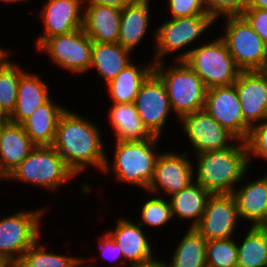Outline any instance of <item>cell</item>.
<instances>
[{"instance_id": "cell-1", "label": "cell", "mask_w": 267, "mask_h": 267, "mask_svg": "<svg viewBox=\"0 0 267 267\" xmlns=\"http://www.w3.org/2000/svg\"><path fill=\"white\" fill-rule=\"evenodd\" d=\"M98 125L70 109L59 119L52 146L77 177L91 167L99 172L104 168L108 153Z\"/></svg>"}, {"instance_id": "cell-2", "label": "cell", "mask_w": 267, "mask_h": 267, "mask_svg": "<svg viewBox=\"0 0 267 267\" xmlns=\"http://www.w3.org/2000/svg\"><path fill=\"white\" fill-rule=\"evenodd\" d=\"M194 181L211 195L232 194L249 169V151L245 141L233 147L194 155ZM249 170V171H248Z\"/></svg>"}, {"instance_id": "cell-3", "label": "cell", "mask_w": 267, "mask_h": 267, "mask_svg": "<svg viewBox=\"0 0 267 267\" xmlns=\"http://www.w3.org/2000/svg\"><path fill=\"white\" fill-rule=\"evenodd\" d=\"M160 137L154 136L145 141H115L113 155L106 156L101 174L112 172L115 182L139 187L147 192L153 180L155 165L161 151L158 150ZM159 144V145H158ZM159 151V152H158Z\"/></svg>"}, {"instance_id": "cell-4", "label": "cell", "mask_w": 267, "mask_h": 267, "mask_svg": "<svg viewBox=\"0 0 267 267\" xmlns=\"http://www.w3.org/2000/svg\"><path fill=\"white\" fill-rule=\"evenodd\" d=\"M161 22L151 35L155 41L152 43L155 48L151 60L153 63L166 62V57L174 53V61H183L193 49L192 45L194 46L198 41H200L199 44L203 43L200 38L207 35L206 32L216 23L210 15L168 18Z\"/></svg>"}, {"instance_id": "cell-5", "label": "cell", "mask_w": 267, "mask_h": 267, "mask_svg": "<svg viewBox=\"0 0 267 267\" xmlns=\"http://www.w3.org/2000/svg\"><path fill=\"white\" fill-rule=\"evenodd\" d=\"M167 63H154V72L166 87L175 118L204 109L207 88L201 78L184 61Z\"/></svg>"}, {"instance_id": "cell-6", "label": "cell", "mask_w": 267, "mask_h": 267, "mask_svg": "<svg viewBox=\"0 0 267 267\" xmlns=\"http://www.w3.org/2000/svg\"><path fill=\"white\" fill-rule=\"evenodd\" d=\"M74 178L76 175L53 146H36L5 180L33 185L56 194L61 186Z\"/></svg>"}, {"instance_id": "cell-7", "label": "cell", "mask_w": 267, "mask_h": 267, "mask_svg": "<svg viewBox=\"0 0 267 267\" xmlns=\"http://www.w3.org/2000/svg\"><path fill=\"white\" fill-rule=\"evenodd\" d=\"M192 47L183 60L203 81L206 88L234 85L240 73L224 40L218 35Z\"/></svg>"}, {"instance_id": "cell-8", "label": "cell", "mask_w": 267, "mask_h": 267, "mask_svg": "<svg viewBox=\"0 0 267 267\" xmlns=\"http://www.w3.org/2000/svg\"><path fill=\"white\" fill-rule=\"evenodd\" d=\"M224 32L219 36L226 43L236 66L241 71L267 70V44L241 16H225Z\"/></svg>"}, {"instance_id": "cell-9", "label": "cell", "mask_w": 267, "mask_h": 267, "mask_svg": "<svg viewBox=\"0 0 267 267\" xmlns=\"http://www.w3.org/2000/svg\"><path fill=\"white\" fill-rule=\"evenodd\" d=\"M20 209L0 219V254L16 264L25 251L42 236V222L48 209ZM41 228V229H40Z\"/></svg>"}, {"instance_id": "cell-10", "label": "cell", "mask_w": 267, "mask_h": 267, "mask_svg": "<svg viewBox=\"0 0 267 267\" xmlns=\"http://www.w3.org/2000/svg\"><path fill=\"white\" fill-rule=\"evenodd\" d=\"M93 41L83 28L66 35L48 38L38 49L45 52L58 68L70 74H86L91 64Z\"/></svg>"}, {"instance_id": "cell-11", "label": "cell", "mask_w": 267, "mask_h": 267, "mask_svg": "<svg viewBox=\"0 0 267 267\" xmlns=\"http://www.w3.org/2000/svg\"><path fill=\"white\" fill-rule=\"evenodd\" d=\"M186 140L193 148L194 155L207 151L222 150L233 147L239 139L222 127L204 109L186 114L179 120Z\"/></svg>"}, {"instance_id": "cell-12", "label": "cell", "mask_w": 267, "mask_h": 267, "mask_svg": "<svg viewBox=\"0 0 267 267\" xmlns=\"http://www.w3.org/2000/svg\"><path fill=\"white\" fill-rule=\"evenodd\" d=\"M190 152L191 150L189 152L184 150L162 152L157 159L154 177L147 193L168 198L192 184L194 182L193 164L195 163L188 155Z\"/></svg>"}, {"instance_id": "cell-13", "label": "cell", "mask_w": 267, "mask_h": 267, "mask_svg": "<svg viewBox=\"0 0 267 267\" xmlns=\"http://www.w3.org/2000/svg\"><path fill=\"white\" fill-rule=\"evenodd\" d=\"M139 117L147 129L162 137L170 114H173L167 90L160 77L153 71L141 85L135 98Z\"/></svg>"}, {"instance_id": "cell-14", "label": "cell", "mask_w": 267, "mask_h": 267, "mask_svg": "<svg viewBox=\"0 0 267 267\" xmlns=\"http://www.w3.org/2000/svg\"><path fill=\"white\" fill-rule=\"evenodd\" d=\"M237 203L232 194L211 195L200 222L194 227L207 241L235 237L239 221ZM236 231V232H235Z\"/></svg>"}, {"instance_id": "cell-15", "label": "cell", "mask_w": 267, "mask_h": 267, "mask_svg": "<svg viewBox=\"0 0 267 267\" xmlns=\"http://www.w3.org/2000/svg\"><path fill=\"white\" fill-rule=\"evenodd\" d=\"M204 110L240 141H247L251 127L244 121L235 85L207 89Z\"/></svg>"}, {"instance_id": "cell-16", "label": "cell", "mask_w": 267, "mask_h": 267, "mask_svg": "<svg viewBox=\"0 0 267 267\" xmlns=\"http://www.w3.org/2000/svg\"><path fill=\"white\" fill-rule=\"evenodd\" d=\"M84 2L85 0H46L39 15L44 30L36 37L35 49L50 37L66 35L82 28Z\"/></svg>"}, {"instance_id": "cell-17", "label": "cell", "mask_w": 267, "mask_h": 267, "mask_svg": "<svg viewBox=\"0 0 267 267\" xmlns=\"http://www.w3.org/2000/svg\"><path fill=\"white\" fill-rule=\"evenodd\" d=\"M234 85L244 121L252 128L267 117V70L240 71Z\"/></svg>"}, {"instance_id": "cell-18", "label": "cell", "mask_w": 267, "mask_h": 267, "mask_svg": "<svg viewBox=\"0 0 267 267\" xmlns=\"http://www.w3.org/2000/svg\"><path fill=\"white\" fill-rule=\"evenodd\" d=\"M121 217L117 218L114 230L108 229L107 232L121 247L125 262L132 265L155 257V249L152 248L153 243H151L153 239L148 236V232L129 218L122 215Z\"/></svg>"}, {"instance_id": "cell-19", "label": "cell", "mask_w": 267, "mask_h": 267, "mask_svg": "<svg viewBox=\"0 0 267 267\" xmlns=\"http://www.w3.org/2000/svg\"><path fill=\"white\" fill-rule=\"evenodd\" d=\"M121 10L113 6L84 3L82 28L93 42L117 43Z\"/></svg>"}, {"instance_id": "cell-20", "label": "cell", "mask_w": 267, "mask_h": 267, "mask_svg": "<svg viewBox=\"0 0 267 267\" xmlns=\"http://www.w3.org/2000/svg\"><path fill=\"white\" fill-rule=\"evenodd\" d=\"M44 80L38 73L28 72V69L21 75L16 107L10 115L11 122L22 124L52 97L50 85Z\"/></svg>"}, {"instance_id": "cell-21", "label": "cell", "mask_w": 267, "mask_h": 267, "mask_svg": "<svg viewBox=\"0 0 267 267\" xmlns=\"http://www.w3.org/2000/svg\"><path fill=\"white\" fill-rule=\"evenodd\" d=\"M35 147L22 124L8 121L4 125L0 135V173L5 179Z\"/></svg>"}, {"instance_id": "cell-22", "label": "cell", "mask_w": 267, "mask_h": 267, "mask_svg": "<svg viewBox=\"0 0 267 267\" xmlns=\"http://www.w3.org/2000/svg\"><path fill=\"white\" fill-rule=\"evenodd\" d=\"M248 174L245 175L247 182L243 178L232 195L237 203L240 221L245 223L246 220L249 226H255L261 220L267 203V173L264 172L263 176H258L253 181L248 179Z\"/></svg>"}, {"instance_id": "cell-23", "label": "cell", "mask_w": 267, "mask_h": 267, "mask_svg": "<svg viewBox=\"0 0 267 267\" xmlns=\"http://www.w3.org/2000/svg\"><path fill=\"white\" fill-rule=\"evenodd\" d=\"M108 123L113 130L114 141H145L154 135L138 115L135 103H112L107 109Z\"/></svg>"}, {"instance_id": "cell-24", "label": "cell", "mask_w": 267, "mask_h": 267, "mask_svg": "<svg viewBox=\"0 0 267 267\" xmlns=\"http://www.w3.org/2000/svg\"><path fill=\"white\" fill-rule=\"evenodd\" d=\"M150 1L142 0L130 4L121 10L118 42L121 46L130 51L138 49L137 46L144 41L147 31L150 28L151 12Z\"/></svg>"}, {"instance_id": "cell-25", "label": "cell", "mask_w": 267, "mask_h": 267, "mask_svg": "<svg viewBox=\"0 0 267 267\" xmlns=\"http://www.w3.org/2000/svg\"><path fill=\"white\" fill-rule=\"evenodd\" d=\"M52 98L22 123L24 131L36 146H52L59 119L67 110Z\"/></svg>"}, {"instance_id": "cell-26", "label": "cell", "mask_w": 267, "mask_h": 267, "mask_svg": "<svg viewBox=\"0 0 267 267\" xmlns=\"http://www.w3.org/2000/svg\"><path fill=\"white\" fill-rule=\"evenodd\" d=\"M133 53L119 43L93 42L90 69L96 70L98 77L106 85L130 65Z\"/></svg>"}, {"instance_id": "cell-27", "label": "cell", "mask_w": 267, "mask_h": 267, "mask_svg": "<svg viewBox=\"0 0 267 267\" xmlns=\"http://www.w3.org/2000/svg\"><path fill=\"white\" fill-rule=\"evenodd\" d=\"M138 64L134 61L104 86L111 103H133L141 85L154 71V63Z\"/></svg>"}, {"instance_id": "cell-28", "label": "cell", "mask_w": 267, "mask_h": 267, "mask_svg": "<svg viewBox=\"0 0 267 267\" xmlns=\"http://www.w3.org/2000/svg\"><path fill=\"white\" fill-rule=\"evenodd\" d=\"M211 194L195 181L179 192L168 197L173 219L189 221L188 228H194L203 216ZM175 217V218H174Z\"/></svg>"}, {"instance_id": "cell-29", "label": "cell", "mask_w": 267, "mask_h": 267, "mask_svg": "<svg viewBox=\"0 0 267 267\" xmlns=\"http://www.w3.org/2000/svg\"><path fill=\"white\" fill-rule=\"evenodd\" d=\"M186 230L170 254L172 258L167 267H207V240L195 228L187 227Z\"/></svg>"}, {"instance_id": "cell-30", "label": "cell", "mask_w": 267, "mask_h": 267, "mask_svg": "<svg viewBox=\"0 0 267 267\" xmlns=\"http://www.w3.org/2000/svg\"><path fill=\"white\" fill-rule=\"evenodd\" d=\"M248 227L243 239L237 240V267H267V231Z\"/></svg>"}, {"instance_id": "cell-31", "label": "cell", "mask_w": 267, "mask_h": 267, "mask_svg": "<svg viewBox=\"0 0 267 267\" xmlns=\"http://www.w3.org/2000/svg\"><path fill=\"white\" fill-rule=\"evenodd\" d=\"M13 51L0 60V105L9 116L16 107L18 85L21 75L26 71L23 66L10 60Z\"/></svg>"}, {"instance_id": "cell-32", "label": "cell", "mask_w": 267, "mask_h": 267, "mask_svg": "<svg viewBox=\"0 0 267 267\" xmlns=\"http://www.w3.org/2000/svg\"><path fill=\"white\" fill-rule=\"evenodd\" d=\"M40 240L25 251L16 267H69L77 258L73 254L63 255L50 250L49 245L41 244Z\"/></svg>"}, {"instance_id": "cell-33", "label": "cell", "mask_w": 267, "mask_h": 267, "mask_svg": "<svg viewBox=\"0 0 267 267\" xmlns=\"http://www.w3.org/2000/svg\"><path fill=\"white\" fill-rule=\"evenodd\" d=\"M145 194H148L145 198L147 200H143V204L139 209V220L138 224L142 226L143 228L148 227L153 230L154 228L167 226L168 222L175 221L172 217L171 212V205L168 200V198L153 195L145 192ZM151 195V196H150ZM149 197V198H148Z\"/></svg>"}, {"instance_id": "cell-34", "label": "cell", "mask_w": 267, "mask_h": 267, "mask_svg": "<svg viewBox=\"0 0 267 267\" xmlns=\"http://www.w3.org/2000/svg\"><path fill=\"white\" fill-rule=\"evenodd\" d=\"M237 256L236 237L209 240L206 243L207 267H237Z\"/></svg>"}, {"instance_id": "cell-35", "label": "cell", "mask_w": 267, "mask_h": 267, "mask_svg": "<svg viewBox=\"0 0 267 267\" xmlns=\"http://www.w3.org/2000/svg\"><path fill=\"white\" fill-rule=\"evenodd\" d=\"M246 143L249 151L250 165L253 159H262L267 162V117L251 128Z\"/></svg>"}, {"instance_id": "cell-36", "label": "cell", "mask_w": 267, "mask_h": 267, "mask_svg": "<svg viewBox=\"0 0 267 267\" xmlns=\"http://www.w3.org/2000/svg\"><path fill=\"white\" fill-rule=\"evenodd\" d=\"M249 0H204L207 13L216 21L220 17L241 15Z\"/></svg>"}, {"instance_id": "cell-37", "label": "cell", "mask_w": 267, "mask_h": 267, "mask_svg": "<svg viewBox=\"0 0 267 267\" xmlns=\"http://www.w3.org/2000/svg\"><path fill=\"white\" fill-rule=\"evenodd\" d=\"M170 18L192 17L195 15H209L204 0H166Z\"/></svg>"}, {"instance_id": "cell-38", "label": "cell", "mask_w": 267, "mask_h": 267, "mask_svg": "<svg viewBox=\"0 0 267 267\" xmlns=\"http://www.w3.org/2000/svg\"><path fill=\"white\" fill-rule=\"evenodd\" d=\"M97 245L99 246L98 248H100L99 257H101V259H104V261L107 260L108 262H116L115 264L118 263L121 267H124L123 265L128 266L123 258L121 247L114 241L107 231L99 236Z\"/></svg>"}, {"instance_id": "cell-39", "label": "cell", "mask_w": 267, "mask_h": 267, "mask_svg": "<svg viewBox=\"0 0 267 267\" xmlns=\"http://www.w3.org/2000/svg\"><path fill=\"white\" fill-rule=\"evenodd\" d=\"M241 16L267 44V9L246 8Z\"/></svg>"}, {"instance_id": "cell-40", "label": "cell", "mask_w": 267, "mask_h": 267, "mask_svg": "<svg viewBox=\"0 0 267 267\" xmlns=\"http://www.w3.org/2000/svg\"><path fill=\"white\" fill-rule=\"evenodd\" d=\"M142 0H85L84 3H95L100 5H107V6H113L119 9H123L124 7L140 2Z\"/></svg>"}, {"instance_id": "cell-41", "label": "cell", "mask_w": 267, "mask_h": 267, "mask_svg": "<svg viewBox=\"0 0 267 267\" xmlns=\"http://www.w3.org/2000/svg\"><path fill=\"white\" fill-rule=\"evenodd\" d=\"M163 258H159L157 256L153 257L150 260L139 262L137 264L128 265V267H167V259L162 260Z\"/></svg>"}, {"instance_id": "cell-42", "label": "cell", "mask_w": 267, "mask_h": 267, "mask_svg": "<svg viewBox=\"0 0 267 267\" xmlns=\"http://www.w3.org/2000/svg\"><path fill=\"white\" fill-rule=\"evenodd\" d=\"M88 261H96L95 257L92 256V258H90V260H88L87 258L83 257L81 258L77 256V258L71 263V265L69 267H98L97 265L95 266L94 264L96 263H93V265H91V263H87ZM87 263V264H86ZM101 267V265L99 266ZM108 267H112L111 265L108 266Z\"/></svg>"}, {"instance_id": "cell-43", "label": "cell", "mask_w": 267, "mask_h": 267, "mask_svg": "<svg viewBox=\"0 0 267 267\" xmlns=\"http://www.w3.org/2000/svg\"><path fill=\"white\" fill-rule=\"evenodd\" d=\"M247 8L267 9V0H249Z\"/></svg>"}, {"instance_id": "cell-44", "label": "cell", "mask_w": 267, "mask_h": 267, "mask_svg": "<svg viewBox=\"0 0 267 267\" xmlns=\"http://www.w3.org/2000/svg\"><path fill=\"white\" fill-rule=\"evenodd\" d=\"M254 227L267 231V203H266L261 220Z\"/></svg>"}, {"instance_id": "cell-45", "label": "cell", "mask_w": 267, "mask_h": 267, "mask_svg": "<svg viewBox=\"0 0 267 267\" xmlns=\"http://www.w3.org/2000/svg\"><path fill=\"white\" fill-rule=\"evenodd\" d=\"M0 267H16V263L8 256L0 254Z\"/></svg>"}, {"instance_id": "cell-46", "label": "cell", "mask_w": 267, "mask_h": 267, "mask_svg": "<svg viewBox=\"0 0 267 267\" xmlns=\"http://www.w3.org/2000/svg\"><path fill=\"white\" fill-rule=\"evenodd\" d=\"M0 121L1 122H8L10 121V116L3 110L0 105Z\"/></svg>"}, {"instance_id": "cell-47", "label": "cell", "mask_w": 267, "mask_h": 267, "mask_svg": "<svg viewBox=\"0 0 267 267\" xmlns=\"http://www.w3.org/2000/svg\"><path fill=\"white\" fill-rule=\"evenodd\" d=\"M28 0H0V3L3 4V2L7 5H13V4H17V3H23V2H27Z\"/></svg>"}, {"instance_id": "cell-48", "label": "cell", "mask_w": 267, "mask_h": 267, "mask_svg": "<svg viewBox=\"0 0 267 267\" xmlns=\"http://www.w3.org/2000/svg\"><path fill=\"white\" fill-rule=\"evenodd\" d=\"M11 51V49H9V47L4 48V46H0V60L9 52Z\"/></svg>"}, {"instance_id": "cell-49", "label": "cell", "mask_w": 267, "mask_h": 267, "mask_svg": "<svg viewBox=\"0 0 267 267\" xmlns=\"http://www.w3.org/2000/svg\"><path fill=\"white\" fill-rule=\"evenodd\" d=\"M7 122H1L0 121V135H1V132H2V129L4 127V125L6 124Z\"/></svg>"}, {"instance_id": "cell-50", "label": "cell", "mask_w": 267, "mask_h": 267, "mask_svg": "<svg viewBox=\"0 0 267 267\" xmlns=\"http://www.w3.org/2000/svg\"><path fill=\"white\" fill-rule=\"evenodd\" d=\"M5 181V177L0 173V182Z\"/></svg>"}]
</instances>
